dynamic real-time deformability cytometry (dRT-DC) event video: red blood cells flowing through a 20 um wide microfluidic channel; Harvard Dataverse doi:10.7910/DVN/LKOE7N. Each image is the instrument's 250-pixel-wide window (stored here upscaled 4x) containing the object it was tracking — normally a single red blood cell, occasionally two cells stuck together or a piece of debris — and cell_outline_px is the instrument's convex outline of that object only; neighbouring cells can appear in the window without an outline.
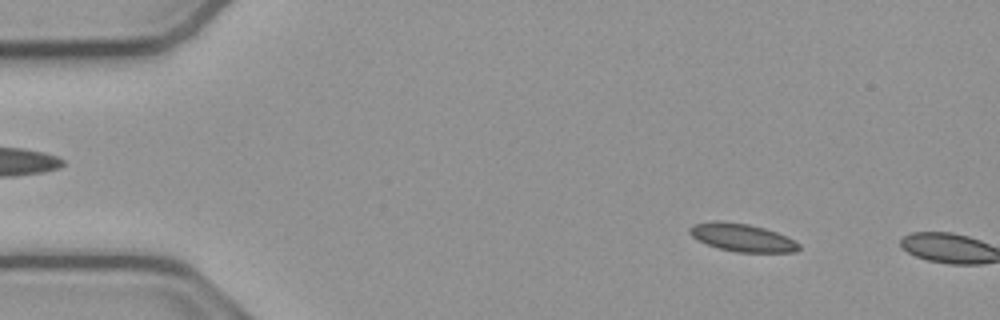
{"species": "common noctule bat (a hibernating species)", "species_latin": "Nyctalus noctula", "temperature_condition": "cold", "stored_images_in_passage": 9, "camera_frame_rate_fps": 3000, "um_per_image_px": 0.085, "animal": {"sex": "male", "body_mass_g": 23.1, "forearm_length_mm": 52.7}, "frame": {"image": 1, "passage_image": 7, "time_ms": 2.0, "image_size_px": [1000, 320], "cell_outline_px": [[800, 248], [796, 252], [736, 252], [716, 248], [692, 236], [688, 232], [688, 228], [692, 224], [712, 220], [716, 220], [748, 224], [764, 228], [776, 232], [800, 244]], "centroid_in_image_um": [63.03, 20.18], "position_along_channel_um": 22.0, "area_um2": 17.69}}